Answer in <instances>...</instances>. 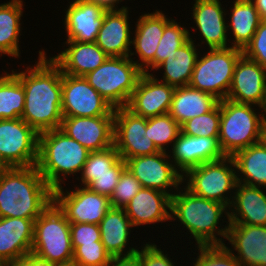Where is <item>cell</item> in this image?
Returning a JSON list of instances; mask_svg holds the SVG:
<instances>
[{
  "label": "cell",
  "instance_id": "obj_1",
  "mask_svg": "<svg viewBox=\"0 0 266 266\" xmlns=\"http://www.w3.org/2000/svg\"><path fill=\"white\" fill-rule=\"evenodd\" d=\"M12 72L20 79L25 92L21 118L38 134L59 129L62 114V70L45 50H39L35 65Z\"/></svg>",
  "mask_w": 266,
  "mask_h": 266
},
{
  "label": "cell",
  "instance_id": "obj_2",
  "mask_svg": "<svg viewBox=\"0 0 266 266\" xmlns=\"http://www.w3.org/2000/svg\"><path fill=\"white\" fill-rule=\"evenodd\" d=\"M53 201V189L36 166L8 167L0 173V217L35 221Z\"/></svg>",
  "mask_w": 266,
  "mask_h": 266
},
{
  "label": "cell",
  "instance_id": "obj_3",
  "mask_svg": "<svg viewBox=\"0 0 266 266\" xmlns=\"http://www.w3.org/2000/svg\"><path fill=\"white\" fill-rule=\"evenodd\" d=\"M180 189L182 188L171 197V220L183 224L182 227L188 230L197 246L225 245L228 224L224 228L221 227L222 223L219 227L218 225L219 220L223 221L225 217L228 220L229 208L222 203L195 195L185 186L184 190Z\"/></svg>",
  "mask_w": 266,
  "mask_h": 266
},
{
  "label": "cell",
  "instance_id": "obj_4",
  "mask_svg": "<svg viewBox=\"0 0 266 266\" xmlns=\"http://www.w3.org/2000/svg\"><path fill=\"white\" fill-rule=\"evenodd\" d=\"M89 154L87 148L60 129L48 130L38 135L36 167L54 190L65 184L64 179L68 176L81 174Z\"/></svg>",
  "mask_w": 266,
  "mask_h": 266
},
{
  "label": "cell",
  "instance_id": "obj_5",
  "mask_svg": "<svg viewBox=\"0 0 266 266\" xmlns=\"http://www.w3.org/2000/svg\"><path fill=\"white\" fill-rule=\"evenodd\" d=\"M255 105L237 103L229 99L220 101L218 143L224 156L258 143L262 127L261 112Z\"/></svg>",
  "mask_w": 266,
  "mask_h": 266
},
{
  "label": "cell",
  "instance_id": "obj_6",
  "mask_svg": "<svg viewBox=\"0 0 266 266\" xmlns=\"http://www.w3.org/2000/svg\"><path fill=\"white\" fill-rule=\"evenodd\" d=\"M31 254L45 266L73 259L70 222L53 201L34 221Z\"/></svg>",
  "mask_w": 266,
  "mask_h": 266
},
{
  "label": "cell",
  "instance_id": "obj_7",
  "mask_svg": "<svg viewBox=\"0 0 266 266\" xmlns=\"http://www.w3.org/2000/svg\"><path fill=\"white\" fill-rule=\"evenodd\" d=\"M143 71L130 56L108 57L84 78L113 108L126 107Z\"/></svg>",
  "mask_w": 266,
  "mask_h": 266
},
{
  "label": "cell",
  "instance_id": "obj_8",
  "mask_svg": "<svg viewBox=\"0 0 266 266\" xmlns=\"http://www.w3.org/2000/svg\"><path fill=\"white\" fill-rule=\"evenodd\" d=\"M182 181L183 184L187 181L185 187L193 194L229 208L238 182L234 160L232 156H224L219 160L205 162L189 169Z\"/></svg>",
  "mask_w": 266,
  "mask_h": 266
},
{
  "label": "cell",
  "instance_id": "obj_9",
  "mask_svg": "<svg viewBox=\"0 0 266 266\" xmlns=\"http://www.w3.org/2000/svg\"><path fill=\"white\" fill-rule=\"evenodd\" d=\"M207 51L202 57L198 56L189 86L221 101L227 97L236 63L243 53L231 46Z\"/></svg>",
  "mask_w": 266,
  "mask_h": 266
},
{
  "label": "cell",
  "instance_id": "obj_10",
  "mask_svg": "<svg viewBox=\"0 0 266 266\" xmlns=\"http://www.w3.org/2000/svg\"><path fill=\"white\" fill-rule=\"evenodd\" d=\"M38 133L22 118L0 119V157L8 167L36 166Z\"/></svg>",
  "mask_w": 266,
  "mask_h": 266
},
{
  "label": "cell",
  "instance_id": "obj_11",
  "mask_svg": "<svg viewBox=\"0 0 266 266\" xmlns=\"http://www.w3.org/2000/svg\"><path fill=\"white\" fill-rule=\"evenodd\" d=\"M169 153L160 151L153 155L126 159V168L143 188L155 189L172 197L183 183V175L176 169Z\"/></svg>",
  "mask_w": 266,
  "mask_h": 266
},
{
  "label": "cell",
  "instance_id": "obj_12",
  "mask_svg": "<svg viewBox=\"0 0 266 266\" xmlns=\"http://www.w3.org/2000/svg\"><path fill=\"white\" fill-rule=\"evenodd\" d=\"M58 187L53 190V202L70 223L99 224L112 207L109 197L96 193L86 186L73 191Z\"/></svg>",
  "mask_w": 266,
  "mask_h": 266
},
{
  "label": "cell",
  "instance_id": "obj_13",
  "mask_svg": "<svg viewBox=\"0 0 266 266\" xmlns=\"http://www.w3.org/2000/svg\"><path fill=\"white\" fill-rule=\"evenodd\" d=\"M62 114L71 117L114 116V108L84 76L63 73Z\"/></svg>",
  "mask_w": 266,
  "mask_h": 266
},
{
  "label": "cell",
  "instance_id": "obj_14",
  "mask_svg": "<svg viewBox=\"0 0 266 266\" xmlns=\"http://www.w3.org/2000/svg\"><path fill=\"white\" fill-rule=\"evenodd\" d=\"M145 133V117L133 114L126 107L114 108L113 146L124 161L160 152Z\"/></svg>",
  "mask_w": 266,
  "mask_h": 266
},
{
  "label": "cell",
  "instance_id": "obj_15",
  "mask_svg": "<svg viewBox=\"0 0 266 266\" xmlns=\"http://www.w3.org/2000/svg\"><path fill=\"white\" fill-rule=\"evenodd\" d=\"M175 87L152 73H142L126 106L133 114L149 118L169 112Z\"/></svg>",
  "mask_w": 266,
  "mask_h": 266
},
{
  "label": "cell",
  "instance_id": "obj_16",
  "mask_svg": "<svg viewBox=\"0 0 266 266\" xmlns=\"http://www.w3.org/2000/svg\"><path fill=\"white\" fill-rule=\"evenodd\" d=\"M59 129L90 152L103 151L113 146L114 116H63Z\"/></svg>",
  "mask_w": 266,
  "mask_h": 266
},
{
  "label": "cell",
  "instance_id": "obj_17",
  "mask_svg": "<svg viewBox=\"0 0 266 266\" xmlns=\"http://www.w3.org/2000/svg\"><path fill=\"white\" fill-rule=\"evenodd\" d=\"M167 17L162 10H156L153 13L142 14L135 24V37H132L131 41L135 52L131 50L129 56H138L139 60L134 59V62L144 73L155 71V53L165 25L170 21Z\"/></svg>",
  "mask_w": 266,
  "mask_h": 266
},
{
  "label": "cell",
  "instance_id": "obj_18",
  "mask_svg": "<svg viewBox=\"0 0 266 266\" xmlns=\"http://www.w3.org/2000/svg\"><path fill=\"white\" fill-rule=\"evenodd\" d=\"M266 91V69L242 55L235 66L226 99L260 107Z\"/></svg>",
  "mask_w": 266,
  "mask_h": 266
},
{
  "label": "cell",
  "instance_id": "obj_19",
  "mask_svg": "<svg viewBox=\"0 0 266 266\" xmlns=\"http://www.w3.org/2000/svg\"><path fill=\"white\" fill-rule=\"evenodd\" d=\"M226 239L241 266H266V226L228 223Z\"/></svg>",
  "mask_w": 266,
  "mask_h": 266
},
{
  "label": "cell",
  "instance_id": "obj_20",
  "mask_svg": "<svg viewBox=\"0 0 266 266\" xmlns=\"http://www.w3.org/2000/svg\"><path fill=\"white\" fill-rule=\"evenodd\" d=\"M67 6L64 18L66 41L96 42L99 29L108 10L101 4L73 0Z\"/></svg>",
  "mask_w": 266,
  "mask_h": 266
},
{
  "label": "cell",
  "instance_id": "obj_21",
  "mask_svg": "<svg viewBox=\"0 0 266 266\" xmlns=\"http://www.w3.org/2000/svg\"><path fill=\"white\" fill-rule=\"evenodd\" d=\"M192 6V18L196 24L202 43H206L209 49L230 47L228 28L226 23V9L220 0H194ZM228 34V35H227ZM228 41V42H227Z\"/></svg>",
  "mask_w": 266,
  "mask_h": 266
},
{
  "label": "cell",
  "instance_id": "obj_22",
  "mask_svg": "<svg viewBox=\"0 0 266 266\" xmlns=\"http://www.w3.org/2000/svg\"><path fill=\"white\" fill-rule=\"evenodd\" d=\"M171 149V161L182 175L191 168L224 157L218 137H193L180 132Z\"/></svg>",
  "mask_w": 266,
  "mask_h": 266
},
{
  "label": "cell",
  "instance_id": "obj_23",
  "mask_svg": "<svg viewBox=\"0 0 266 266\" xmlns=\"http://www.w3.org/2000/svg\"><path fill=\"white\" fill-rule=\"evenodd\" d=\"M130 29L127 6L108 9L104 14V20L95 43L109 57H127L132 49Z\"/></svg>",
  "mask_w": 266,
  "mask_h": 266
},
{
  "label": "cell",
  "instance_id": "obj_24",
  "mask_svg": "<svg viewBox=\"0 0 266 266\" xmlns=\"http://www.w3.org/2000/svg\"><path fill=\"white\" fill-rule=\"evenodd\" d=\"M123 209L133 227L171 221V196L142 187Z\"/></svg>",
  "mask_w": 266,
  "mask_h": 266
},
{
  "label": "cell",
  "instance_id": "obj_25",
  "mask_svg": "<svg viewBox=\"0 0 266 266\" xmlns=\"http://www.w3.org/2000/svg\"><path fill=\"white\" fill-rule=\"evenodd\" d=\"M234 191L228 221L222 223L266 226V192L263 187L237 182Z\"/></svg>",
  "mask_w": 266,
  "mask_h": 266
},
{
  "label": "cell",
  "instance_id": "obj_26",
  "mask_svg": "<svg viewBox=\"0 0 266 266\" xmlns=\"http://www.w3.org/2000/svg\"><path fill=\"white\" fill-rule=\"evenodd\" d=\"M65 44L68 48L51 57L64 74L85 76L109 57L95 42L65 41Z\"/></svg>",
  "mask_w": 266,
  "mask_h": 266
},
{
  "label": "cell",
  "instance_id": "obj_27",
  "mask_svg": "<svg viewBox=\"0 0 266 266\" xmlns=\"http://www.w3.org/2000/svg\"><path fill=\"white\" fill-rule=\"evenodd\" d=\"M33 240L32 219L0 217V261L3 264L31 254Z\"/></svg>",
  "mask_w": 266,
  "mask_h": 266
},
{
  "label": "cell",
  "instance_id": "obj_28",
  "mask_svg": "<svg viewBox=\"0 0 266 266\" xmlns=\"http://www.w3.org/2000/svg\"><path fill=\"white\" fill-rule=\"evenodd\" d=\"M99 228L101 242L111 257L130 255L139 250L137 247H126L133 226L123 208L111 207L99 223Z\"/></svg>",
  "mask_w": 266,
  "mask_h": 266
},
{
  "label": "cell",
  "instance_id": "obj_29",
  "mask_svg": "<svg viewBox=\"0 0 266 266\" xmlns=\"http://www.w3.org/2000/svg\"><path fill=\"white\" fill-rule=\"evenodd\" d=\"M218 103L213 95L187 85L175 88L168 113L181 126L193 117L210 112Z\"/></svg>",
  "mask_w": 266,
  "mask_h": 266
},
{
  "label": "cell",
  "instance_id": "obj_30",
  "mask_svg": "<svg viewBox=\"0 0 266 266\" xmlns=\"http://www.w3.org/2000/svg\"><path fill=\"white\" fill-rule=\"evenodd\" d=\"M191 37L189 36V40L184 45L156 68L157 71L164 70L160 81L175 88L189 85L196 60L200 55L198 48L196 49L195 40Z\"/></svg>",
  "mask_w": 266,
  "mask_h": 266
},
{
  "label": "cell",
  "instance_id": "obj_31",
  "mask_svg": "<svg viewBox=\"0 0 266 266\" xmlns=\"http://www.w3.org/2000/svg\"><path fill=\"white\" fill-rule=\"evenodd\" d=\"M232 158L238 182L266 188V149L260 142L236 152Z\"/></svg>",
  "mask_w": 266,
  "mask_h": 266
},
{
  "label": "cell",
  "instance_id": "obj_32",
  "mask_svg": "<svg viewBox=\"0 0 266 266\" xmlns=\"http://www.w3.org/2000/svg\"><path fill=\"white\" fill-rule=\"evenodd\" d=\"M228 31L234 38L231 47L243 50L251 41L260 22L262 21L255 5L251 0H235L231 5Z\"/></svg>",
  "mask_w": 266,
  "mask_h": 266
},
{
  "label": "cell",
  "instance_id": "obj_33",
  "mask_svg": "<svg viewBox=\"0 0 266 266\" xmlns=\"http://www.w3.org/2000/svg\"><path fill=\"white\" fill-rule=\"evenodd\" d=\"M23 2L11 0L0 4V57L2 54L20 57L19 36L22 24L20 20L24 13Z\"/></svg>",
  "mask_w": 266,
  "mask_h": 266
},
{
  "label": "cell",
  "instance_id": "obj_34",
  "mask_svg": "<svg viewBox=\"0 0 266 266\" xmlns=\"http://www.w3.org/2000/svg\"><path fill=\"white\" fill-rule=\"evenodd\" d=\"M126 169L125 161L120 157L114 146L103 150L90 152L81 172V186H88L96 180V176L121 175Z\"/></svg>",
  "mask_w": 266,
  "mask_h": 266
},
{
  "label": "cell",
  "instance_id": "obj_35",
  "mask_svg": "<svg viewBox=\"0 0 266 266\" xmlns=\"http://www.w3.org/2000/svg\"><path fill=\"white\" fill-rule=\"evenodd\" d=\"M4 72L0 75V119L21 118L24 110V87L13 72Z\"/></svg>",
  "mask_w": 266,
  "mask_h": 266
},
{
  "label": "cell",
  "instance_id": "obj_36",
  "mask_svg": "<svg viewBox=\"0 0 266 266\" xmlns=\"http://www.w3.org/2000/svg\"><path fill=\"white\" fill-rule=\"evenodd\" d=\"M181 132L180 125L170 116L169 113L146 118V133L157 149L162 152H168L167 147H173ZM166 146V147H165Z\"/></svg>",
  "mask_w": 266,
  "mask_h": 266
},
{
  "label": "cell",
  "instance_id": "obj_37",
  "mask_svg": "<svg viewBox=\"0 0 266 266\" xmlns=\"http://www.w3.org/2000/svg\"><path fill=\"white\" fill-rule=\"evenodd\" d=\"M190 32L186 27L171 19L166 25L155 53V70L178 48L189 40Z\"/></svg>",
  "mask_w": 266,
  "mask_h": 266
},
{
  "label": "cell",
  "instance_id": "obj_38",
  "mask_svg": "<svg viewBox=\"0 0 266 266\" xmlns=\"http://www.w3.org/2000/svg\"><path fill=\"white\" fill-rule=\"evenodd\" d=\"M220 126V101L210 111L203 115L193 117L183 123L181 133L193 137H218Z\"/></svg>",
  "mask_w": 266,
  "mask_h": 266
},
{
  "label": "cell",
  "instance_id": "obj_39",
  "mask_svg": "<svg viewBox=\"0 0 266 266\" xmlns=\"http://www.w3.org/2000/svg\"><path fill=\"white\" fill-rule=\"evenodd\" d=\"M196 247L198 253L193 266H241L226 244Z\"/></svg>",
  "mask_w": 266,
  "mask_h": 266
},
{
  "label": "cell",
  "instance_id": "obj_40",
  "mask_svg": "<svg viewBox=\"0 0 266 266\" xmlns=\"http://www.w3.org/2000/svg\"><path fill=\"white\" fill-rule=\"evenodd\" d=\"M141 188V183L126 168L109 198L111 206L113 208H124Z\"/></svg>",
  "mask_w": 266,
  "mask_h": 266
},
{
  "label": "cell",
  "instance_id": "obj_41",
  "mask_svg": "<svg viewBox=\"0 0 266 266\" xmlns=\"http://www.w3.org/2000/svg\"><path fill=\"white\" fill-rule=\"evenodd\" d=\"M73 259L80 266H107L111 256L107 253L101 241L95 244H83L73 251Z\"/></svg>",
  "mask_w": 266,
  "mask_h": 266
},
{
  "label": "cell",
  "instance_id": "obj_42",
  "mask_svg": "<svg viewBox=\"0 0 266 266\" xmlns=\"http://www.w3.org/2000/svg\"><path fill=\"white\" fill-rule=\"evenodd\" d=\"M243 55L266 69V20H262L251 41L242 50Z\"/></svg>",
  "mask_w": 266,
  "mask_h": 266
},
{
  "label": "cell",
  "instance_id": "obj_43",
  "mask_svg": "<svg viewBox=\"0 0 266 266\" xmlns=\"http://www.w3.org/2000/svg\"><path fill=\"white\" fill-rule=\"evenodd\" d=\"M70 234L73 251L80 245L101 241L99 224L70 223Z\"/></svg>",
  "mask_w": 266,
  "mask_h": 266
},
{
  "label": "cell",
  "instance_id": "obj_44",
  "mask_svg": "<svg viewBox=\"0 0 266 266\" xmlns=\"http://www.w3.org/2000/svg\"><path fill=\"white\" fill-rule=\"evenodd\" d=\"M148 243L143 244L144 247L137 251L142 266H175L173 259L168 257V253L164 254V250L157 248L155 243Z\"/></svg>",
  "mask_w": 266,
  "mask_h": 266
},
{
  "label": "cell",
  "instance_id": "obj_45",
  "mask_svg": "<svg viewBox=\"0 0 266 266\" xmlns=\"http://www.w3.org/2000/svg\"><path fill=\"white\" fill-rule=\"evenodd\" d=\"M121 175H104L96 176V180L92 181L87 187L110 198L115 186L118 184Z\"/></svg>",
  "mask_w": 266,
  "mask_h": 266
},
{
  "label": "cell",
  "instance_id": "obj_46",
  "mask_svg": "<svg viewBox=\"0 0 266 266\" xmlns=\"http://www.w3.org/2000/svg\"><path fill=\"white\" fill-rule=\"evenodd\" d=\"M107 266H142L140 255L136 252L134 254L125 256L111 257Z\"/></svg>",
  "mask_w": 266,
  "mask_h": 266
},
{
  "label": "cell",
  "instance_id": "obj_47",
  "mask_svg": "<svg viewBox=\"0 0 266 266\" xmlns=\"http://www.w3.org/2000/svg\"><path fill=\"white\" fill-rule=\"evenodd\" d=\"M3 266H45L35 255L29 254L4 263Z\"/></svg>",
  "mask_w": 266,
  "mask_h": 266
},
{
  "label": "cell",
  "instance_id": "obj_48",
  "mask_svg": "<svg viewBox=\"0 0 266 266\" xmlns=\"http://www.w3.org/2000/svg\"><path fill=\"white\" fill-rule=\"evenodd\" d=\"M86 1L101 4L107 9H119L117 5L119 4V2H122L123 0H86Z\"/></svg>",
  "mask_w": 266,
  "mask_h": 266
},
{
  "label": "cell",
  "instance_id": "obj_49",
  "mask_svg": "<svg viewBox=\"0 0 266 266\" xmlns=\"http://www.w3.org/2000/svg\"><path fill=\"white\" fill-rule=\"evenodd\" d=\"M262 20H266V0H251Z\"/></svg>",
  "mask_w": 266,
  "mask_h": 266
},
{
  "label": "cell",
  "instance_id": "obj_50",
  "mask_svg": "<svg viewBox=\"0 0 266 266\" xmlns=\"http://www.w3.org/2000/svg\"><path fill=\"white\" fill-rule=\"evenodd\" d=\"M258 111L261 112L262 125L266 126V91H265L263 102L261 106L259 107Z\"/></svg>",
  "mask_w": 266,
  "mask_h": 266
},
{
  "label": "cell",
  "instance_id": "obj_51",
  "mask_svg": "<svg viewBox=\"0 0 266 266\" xmlns=\"http://www.w3.org/2000/svg\"><path fill=\"white\" fill-rule=\"evenodd\" d=\"M48 266H80V265L74 259H70L60 263H54Z\"/></svg>",
  "mask_w": 266,
  "mask_h": 266
},
{
  "label": "cell",
  "instance_id": "obj_52",
  "mask_svg": "<svg viewBox=\"0 0 266 266\" xmlns=\"http://www.w3.org/2000/svg\"><path fill=\"white\" fill-rule=\"evenodd\" d=\"M259 142L266 149V126L264 125L261 127Z\"/></svg>",
  "mask_w": 266,
  "mask_h": 266
},
{
  "label": "cell",
  "instance_id": "obj_53",
  "mask_svg": "<svg viewBox=\"0 0 266 266\" xmlns=\"http://www.w3.org/2000/svg\"><path fill=\"white\" fill-rule=\"evenodd\" d=\"M8 166L3 162V160L0 157V173L6 170Z\"/></svg>",
  "mask_w": 266,
  "mask_h": 266
}]
</instances>
